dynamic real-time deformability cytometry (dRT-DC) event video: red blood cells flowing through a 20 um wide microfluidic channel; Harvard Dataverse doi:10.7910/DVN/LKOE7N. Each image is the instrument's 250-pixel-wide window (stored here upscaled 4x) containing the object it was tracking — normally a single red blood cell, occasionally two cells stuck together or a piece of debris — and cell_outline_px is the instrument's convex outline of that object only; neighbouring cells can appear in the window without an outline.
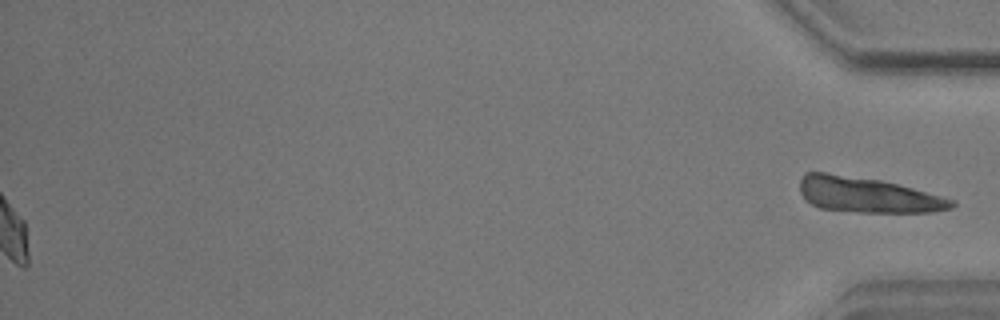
{"species": "common noctule bat (a hibernating species)", "species_latin": "Nyctalus noctula", "temperature_condition": "warm", "stored_images_in_passage": 54, "segment_of_instrument_passage": [2, 2], "camera_frame_rate_fps": 3000, "um_per_image_px": 0.085, "animal": {"sex": "male", "body_mass_g": 17.9}, "frame": {"image": 1, "passage_image": 54, "time_ms": 17.667, "image_size_px": [1000, 320], "cell_outline_px": [[956, 204], [952, 208], [932, 212], [860, 212], [820, 208], [804, 200], [800, 192], [800, 180], [808, 172], [824, 172], [880, 180], [912, 188], [956, 200]], "centroid_in_image_um": [73.74, 16.57], "position_along_channel_um": 361.5, "area_um2": 31.04}}